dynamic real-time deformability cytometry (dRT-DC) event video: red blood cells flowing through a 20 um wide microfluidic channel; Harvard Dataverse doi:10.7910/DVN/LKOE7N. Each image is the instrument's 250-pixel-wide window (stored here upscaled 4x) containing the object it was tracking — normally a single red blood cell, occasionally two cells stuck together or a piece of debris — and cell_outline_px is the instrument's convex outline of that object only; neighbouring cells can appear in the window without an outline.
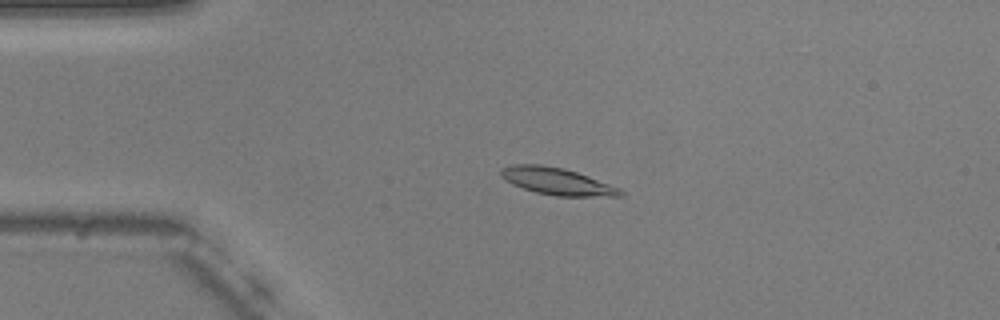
{"species": "common noctule bat (a hibernating species)", "species_latin": "Nyctalus noctula", "temperature_condition": "warm", "stored_images_in_passage": 54, "camera_frame_rate_fps": 3000, "um_per_image_px": 0.085, "animal": {"sex": "male", "body_mass_g": 20.5, "forearm_length_mm": 52.5}, "frame": {"image": 1, "passage_image": 12, "time_ms": 3.667, "image_size_px": [1000, 320], "cell_outline_px": [[624, 196], [556, 196], [536, 192], [512, 184], [504, 180], [500, 176], [500, 168], [512, 164], [540, 164], [564, 168], [588, 176], [620, 188], [624, 192]], "centroid_in_image_um": [47.31, 15.4], "position_along_channel_um": 37.7, "area_um2": 18.84}}
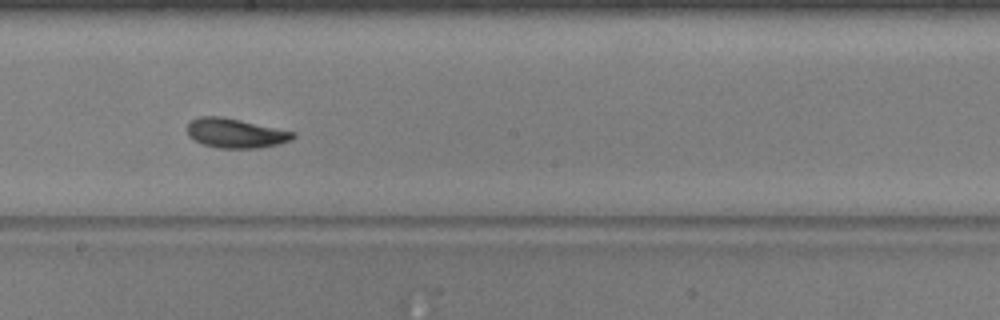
{"frame": {"image": 2, "passage_image": 30, "time_ms": 9.667, "image_size_px": [1000, 320], "cell_outline_px": [[296, 136], [292, 140], [260, 148], [220, 148], [204, 144], [188, 136], [188, 124], [192, 120], [200, 116], [224, 116], [296, 132]], "centroid_in_image_um": [20.05, 11.31], "position_along_channel_um": 228.1, "area_um2": 18.15}}
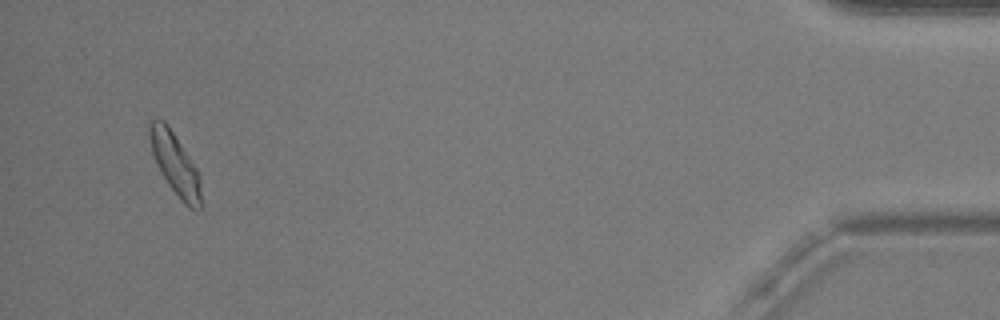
{"frame": {"image": 3, "passage_image": 52, "time_ms": 17.0, "image_size_px": [1000, 320], "cell_outline_px": [[200, 208], [196, 212], [188, 208], [180, 200], [168, 184], [156, 164], [152, 152], [148, 136], [148, 120], [152, 116], [156, 116], [164, 120], [168, 124], [196, 168], [200, 176]], "centroid_in_image_um": [14.83, 13.87], "position_along_channel_um": 420.4, "area_um2": 18.84}, "authors_computed_cell_mechanics": {"area_um2": 18.1492, "velocity_mm_per_s": 3.6922, "shape_relaxation_time_tau1_ms": 2.7218, "shape_relaxation_time_tau2_ms": 3.3112, "deformation_change_tau1": 0.1148, "deformation_change_tau2": 0.0711}}